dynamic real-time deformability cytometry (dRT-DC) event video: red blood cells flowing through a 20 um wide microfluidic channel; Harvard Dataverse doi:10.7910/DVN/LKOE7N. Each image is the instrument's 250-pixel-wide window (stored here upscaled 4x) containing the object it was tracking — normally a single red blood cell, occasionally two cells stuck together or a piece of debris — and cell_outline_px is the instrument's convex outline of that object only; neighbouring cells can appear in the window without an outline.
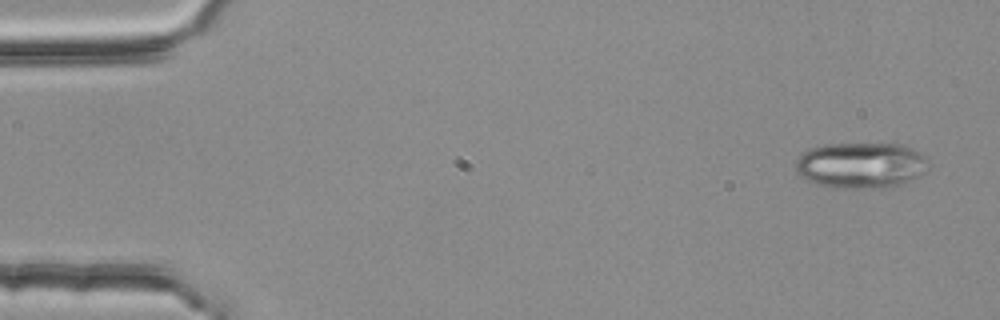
{"species": "common noctule bat (a hibernating species)", "species_latin": "Nyctalus noctula", "temperature_condition": "room temperature", "stored_images_in_passage": 5, "camera_frame_rate_fps": 3000, "um_per_image_px": 0.085, "animal": {"sex": "female", "body_mass_g": 25.1}, "frame": {"image": 1, "passage_image": 1, "time_ms": 0.0, "image_size_px": [1000, 320], "cell_outline_px": [[928, 160], [924, 172], [912, 180], [892, 188], [836, 188], [816, 184], [804, 180], [796, 172], [796, 160], [800, 152], [808, 148], [824, 144], [900, 144], [912, 148], [924, 156]], "centroid_in_image_um": [73.12, 14.06], "position_along_channel_um": 11.9, "area_um2": 36.01}}